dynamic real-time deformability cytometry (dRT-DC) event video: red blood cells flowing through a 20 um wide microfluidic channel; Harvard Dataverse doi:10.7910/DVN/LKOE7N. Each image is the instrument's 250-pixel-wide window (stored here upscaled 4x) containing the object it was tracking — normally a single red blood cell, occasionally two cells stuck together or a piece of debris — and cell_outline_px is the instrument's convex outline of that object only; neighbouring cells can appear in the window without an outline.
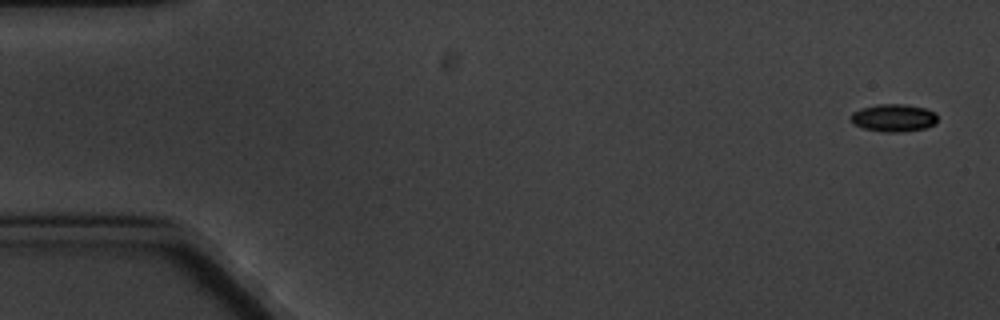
{"species": "common noctule bat (a hibernating species)", "species_latin": "Nyctalus noctula", "temperature_condition": "cold", "stored_images_in_passage": 5, "camera_frame_rate_fps": 3000, "um_per_image_px": 0.085, "animal": {"sex": "male", "body_mass_g": 20.1, "forearm_length_mm": 53.5}, "frame": {"image": 1, "passage_image": 1, "time_ms": 0.0, "image_size_px": [1000, 320], "cell_outline_px": [[936, 124], [924, 128], [900, 132], [884, 132], [864, 128], [852, 124], [848, 116], [852, 112], [860, 108], [876, 104], [904, 104], [924, 108], [936, 112]], "centroid_in_image_um": [75.9, 10.01], "position_along_channel_um": 9.1, "area_um2": 14.1}}
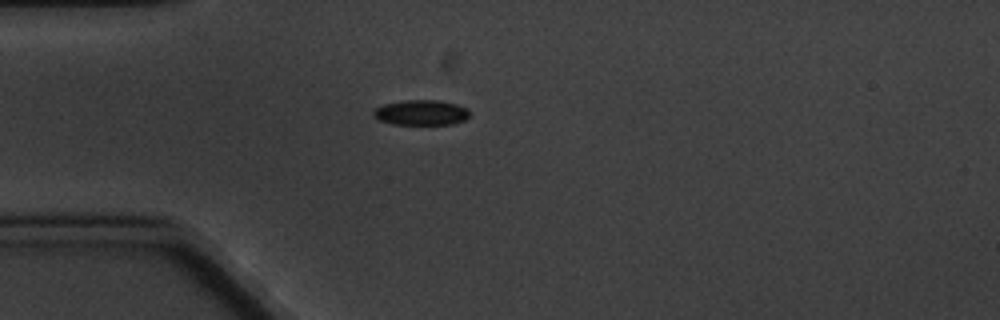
{"frame": {"image": 2, "passage_image": 5, "time_ms": 4.667, "image_size_px": [1000, 320], "cell_outline_px": [[468, 116], [464, 120], [452, 124], [392, 124], [376, 120], [372, 116], [372, 112], [376, 108], [384, 104], [404, 100], [436, 100], [456, 104], [468, 108]], "centroid_in_image_um": [35.74, 9.57], "position_along_channel_um": 49.3, "area_um2": 14.16}}